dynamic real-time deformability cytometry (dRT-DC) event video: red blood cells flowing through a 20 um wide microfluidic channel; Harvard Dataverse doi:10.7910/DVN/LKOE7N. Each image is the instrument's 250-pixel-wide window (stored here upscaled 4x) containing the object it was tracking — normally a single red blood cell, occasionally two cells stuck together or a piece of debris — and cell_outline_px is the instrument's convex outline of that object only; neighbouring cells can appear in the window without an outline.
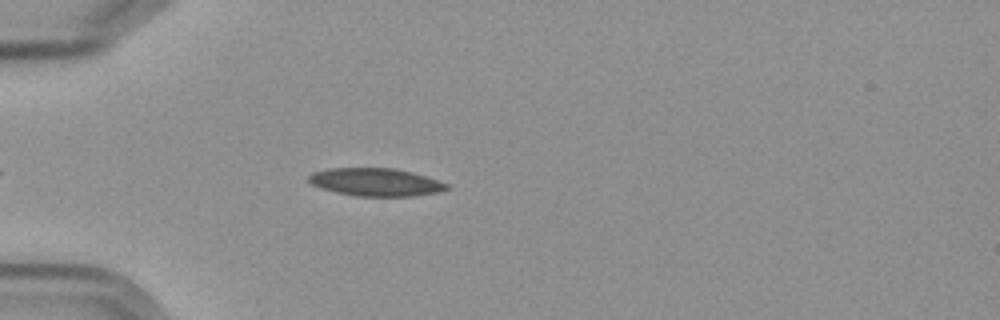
{"species": "Egyptian fruit bat (a non-hibernating species)", "species_latin": "Rousettus aegyptiacus", "temperature_condition": "cold", "stored_images_in_passage": 4, "camera_frame_rate_fps": 3000, "um_per_image_px": 0.085, "frame": {"image": 1, "passage_image": 4, "time_ms": 3.333, "image_size_px": [1000, 320], "cell_outline_px": [[448, 188], [436, 192], [412, 196], [356, 196], [336, 192], [320, 188], [312, 184], [308, 180], [308, 176], [312, 172], [328, 168], [396, 168], [412, 172], [448, 184]], "centroid_in_image_um": [31.87, 15.47], "position_along_channel_um": 53.1, "area_um2": 22.25}}